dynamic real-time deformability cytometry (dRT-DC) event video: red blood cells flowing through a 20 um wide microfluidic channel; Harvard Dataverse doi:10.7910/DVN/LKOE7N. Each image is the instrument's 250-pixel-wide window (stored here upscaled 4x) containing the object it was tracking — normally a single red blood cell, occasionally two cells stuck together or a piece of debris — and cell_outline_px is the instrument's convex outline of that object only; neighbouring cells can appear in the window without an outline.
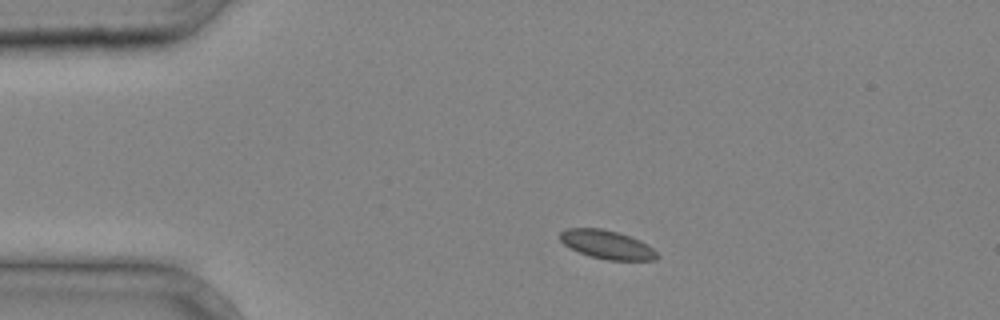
{"species": "common noctule bat (a hibernating species)", "species_latin": "Nyctalus noctula", "temperature_condition": "cold", "stored_images_in_passage": 3, "camera_frame_rate_fps": 3000, "um_per_image_px": 0.085, "animal": {"sex": "male", "body_mass_g": 20.4}, "frame": {"image": 1, "passage_image": 1, "time_ms": 0.0, "image_size_px": [1000, 320], "cell_outline_px": [[660, 256], [656, 260], [608, 260], [592, 256], [580, 252], [564, 244], [560, 240], [560, 232], [568, 228], [604, 228], [640, 240], [652, 248]], "centroid_in_image_um": [51.61, 20.79], "position_along_channel_um": 33.4, "area_um2": 15.95}}